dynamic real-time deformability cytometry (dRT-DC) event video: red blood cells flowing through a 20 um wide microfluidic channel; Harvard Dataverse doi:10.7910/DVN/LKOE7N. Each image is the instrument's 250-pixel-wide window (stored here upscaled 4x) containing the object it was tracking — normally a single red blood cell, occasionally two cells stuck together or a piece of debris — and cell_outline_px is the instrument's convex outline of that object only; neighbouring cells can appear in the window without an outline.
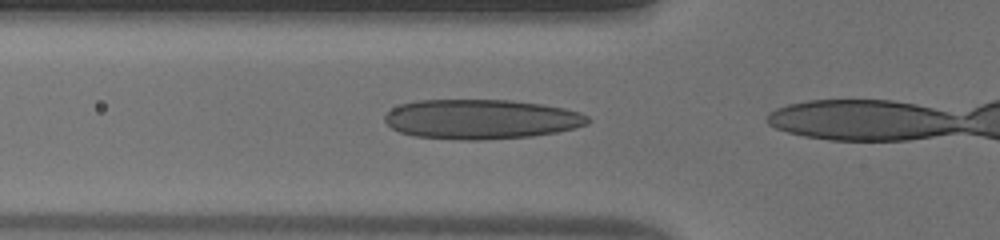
{"species": "human", "species_latin": "Homo sapiens", "temperature_condition": "warm", "stored_images_in_passage": 4, "camera_frame_rate_fps": 3000, "um_per_image_px": 0.085, "donor": {"sex": "male"}, "frame": {"image": 1, "passage_image": 2, "time_ms": 0.333, "image_size_px": [1000, 240], "cell_outline_px": [[592, 120], [588, 124], [556, 132], [532, 136], [484, 140], [460, 140], [416, 136], [400, 132], [392, 128], [384, 120], [384, 116], [392, 108], [400, 104], [416, 100], [508, 100], [544, 104], [564, 108], [580, 112], [588, 116]], "centroid_in_image_um": [40.9, 10.13], "position_along_channel_um": 84.9, "area_um2": 47.11}}